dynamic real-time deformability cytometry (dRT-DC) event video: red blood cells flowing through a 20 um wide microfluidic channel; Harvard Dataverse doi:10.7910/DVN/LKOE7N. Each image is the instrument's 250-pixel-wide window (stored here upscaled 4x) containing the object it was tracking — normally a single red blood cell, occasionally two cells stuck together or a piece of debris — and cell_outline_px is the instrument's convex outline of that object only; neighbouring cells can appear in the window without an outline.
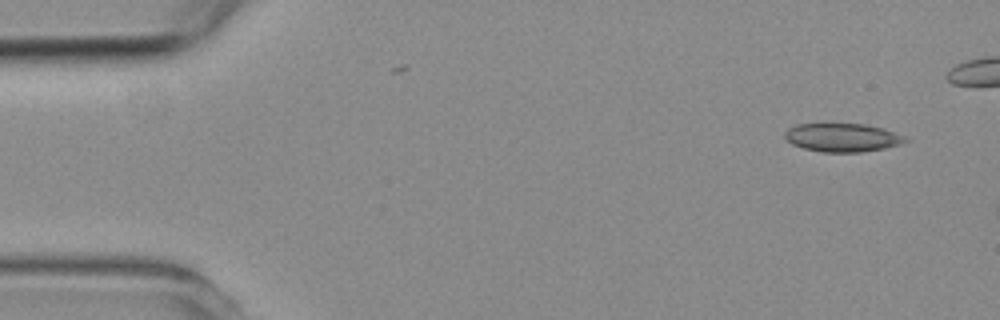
{"species": "common noctule bat (a hibernating species)", "species_latin": "Nyctalus noctula", "temperature_condition": "room temperature", "stored_images_in_passage": 3, "camera_frame_rate_fps": 3000, "um_per_image_px": 0.085, "animal": {"sex": "female", "body_mass_g": 19.3, "forearm_length_mm": 54.1}, "frame": {"image": 1, "passage_image": 1, "time_ms": 0.0, "image_size_px": [1000, 320], "cell_outline_px": [[908, 140], [900, 144], [884, 148], [860, 152], [820, 152], [804, 148], [792, 144], [784, 140], [784, 132], [788, 128], [796, 124], [864, 124], [884, 128], [904, 136]], "centroid_in_image_um": [71.56, 11.69], "position_along_channel_um": 13.4, "area_um2": 20.0}}